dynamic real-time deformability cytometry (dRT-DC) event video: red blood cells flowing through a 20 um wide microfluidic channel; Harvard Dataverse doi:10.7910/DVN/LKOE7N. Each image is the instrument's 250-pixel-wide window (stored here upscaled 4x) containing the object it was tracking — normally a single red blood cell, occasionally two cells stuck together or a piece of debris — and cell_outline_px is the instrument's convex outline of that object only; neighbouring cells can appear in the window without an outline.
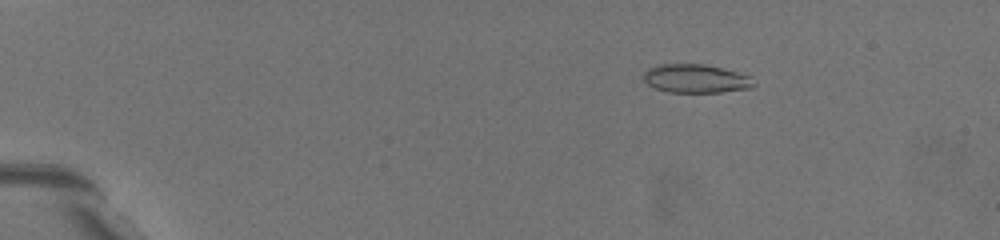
{"species": "common noctule bat (a hibernating species)", "species_latin": "Nyctalus noctula", "temperature_condition": "warm", "stored_images_in_passage": 3, "camera_frame_rate_fps": 3000, "um_per_image_px": 0.085, "animal": {"sex": "female", "body_mass_g": 19.5, "forearm_length_mm": 54.1}, "frame": {"image": 1, "passage_image": 1, "time_ms": 0.0, "image_size_px": [1000, 240], "cell_outline_px": [[176, 208], [168, 212], [120, 168], [116, 164], [108, 148], [112, 144], [120, 140], [136, 144], [164, 184]], "centroid_in_image_um": [11.99, 14.62], "position_along_channel_um": 73.0, "area_um2": 12.83}}